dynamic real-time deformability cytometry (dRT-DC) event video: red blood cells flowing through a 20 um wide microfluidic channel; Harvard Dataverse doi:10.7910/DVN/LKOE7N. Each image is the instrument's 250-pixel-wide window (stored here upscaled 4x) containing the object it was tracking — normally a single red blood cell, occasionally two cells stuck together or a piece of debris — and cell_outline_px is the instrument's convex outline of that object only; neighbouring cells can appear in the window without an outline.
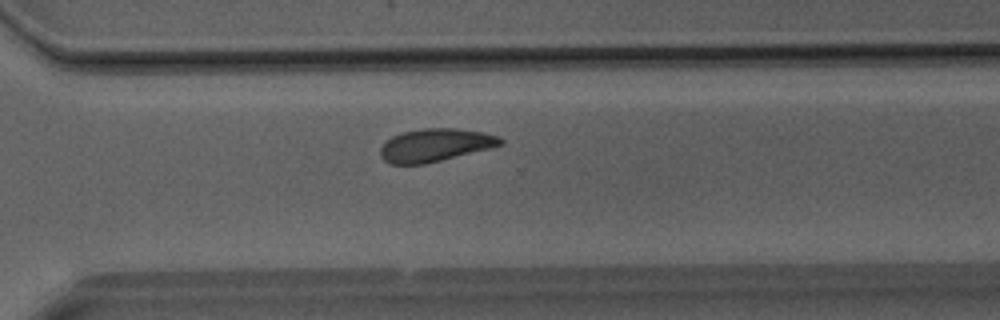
{"species": "Egyptian fruit bat (a non-hibernating species)", "species_latin": "Rousettus aegyptiacus", "temperature_condition": "room temperature", "stored_images_in_passage": 33, "camera_frame_rate_fps": 3000, "um_per_image_px": 0.085, "animal": {"sex": "male"}, "frame": {"image": 1, "passage_image": 22, "time_ms": 7.0, "image_size_px": [1000, 320], "cell_outline_px": [[504, 144], [492, 148], [424, 164], [388, 164], [380, 156], [380, 148], [392, 136], [400, 132], [424, 128], [456, 128], [484, 132], [500, 136], [504, 140]], "centroid_in_image_um": [37.02, 12.33], "position_along_channel_um": 333.6, "area_um2": 23.24}}
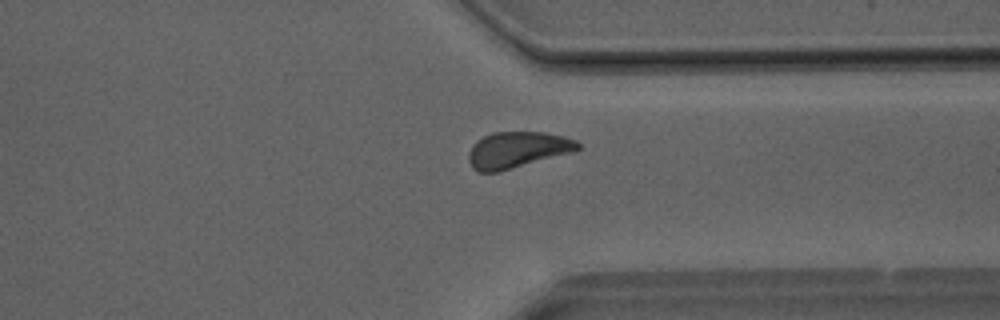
{"frame": {"image": 2, "passage_image": 24, "time_ms": 7.667, "image_size_px": [1000, 320], "cell_outline_px": [[580, 148], [572, 152], [496, 172], [476, 172], [472, 168], [468, 160], [468, 152], [472, 144], [476, 140], [492, 132], [544, 132], [564, 136], [576, 140], [580, 144]], "centroid_in_image_um": [43.93, 12.72], "position_along_channel_um": 367.5, "area_um2": 23.0}}
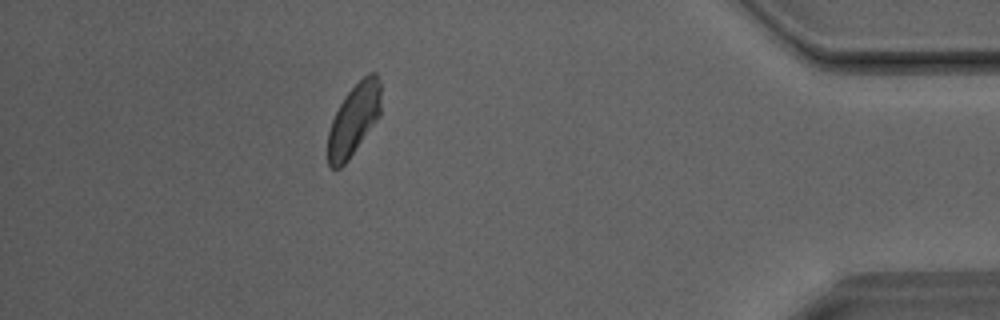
{"frame": {"image": 3, "passage_image": 29, "time_ms": 9.333, "image_size_px": [1000, 320], "cell_outline_px": [[380, 116], [348, 160], [340, 168], [332, 168], [328, 164], [328, 132], [332, 120], [344, 96], [368, 72], [376, 72], [380, 80]], "centroid_in_image_um": [30.08, 10.16], "position_along_channel_um": 405.1, "area_um2": 21.96}}